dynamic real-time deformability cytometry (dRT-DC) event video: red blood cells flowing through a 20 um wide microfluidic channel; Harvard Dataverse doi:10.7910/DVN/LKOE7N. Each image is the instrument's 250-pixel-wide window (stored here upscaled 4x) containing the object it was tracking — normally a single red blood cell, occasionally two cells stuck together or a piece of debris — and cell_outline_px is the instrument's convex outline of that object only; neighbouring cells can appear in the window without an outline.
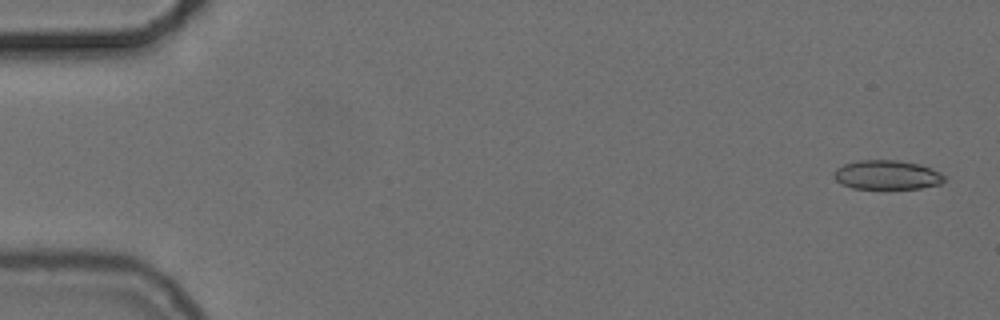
{"species": "common noctule bat (a hibernating species)", "species_latin": "Nyctalus noctula", "temperature_condition": "cold", "stored_images_in_passage": 55, "camera_frame_rate_fps": 3000, "um_per_image_px": 0.085, "animal": {"sex": "female", "body_mass_g": 24.6, "forearm_length_mm": 56.2}, "frame": {"image": 1, "passage_image": 2, "time_ms": 0.333, "image_size_px": [1000, 320], "cell_outline_px": [[944, 180], [940, 184], [920, 188], [852, 188], [840, 184], [832, 176], [832, 172], [836, 168], [844, 164], [860, 160], [896, 160], [920, 164], [940, 172], [944, 176]], "centroid_in_image_um": [75.35, 14.86], "position_along_channel_um": 9.7, "area_um2": 18.79}}
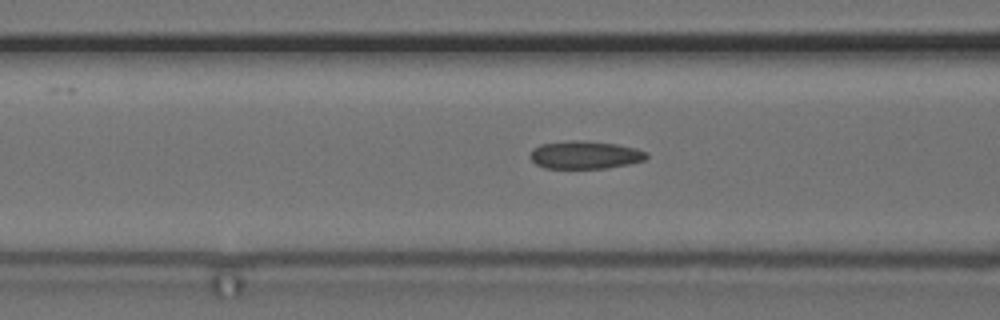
{"frame": {"image": 2, "passage_image": 22, "time_ms": 7.0, "image_size_px": [1000, 320], "cell_outline_px": [[648, 156], [644, 160], [628, 164], [608, 168], [544, 168], [536, 164], [528, 156], [532, 148], [540, 144], [568, 140], [584, 140], [616, 144], [636, 148], [648, 152]], "centroid_in_image_um": [49.7, 13.16], "position_along_channel_um": 116.9, "area_um2": 19.13}}
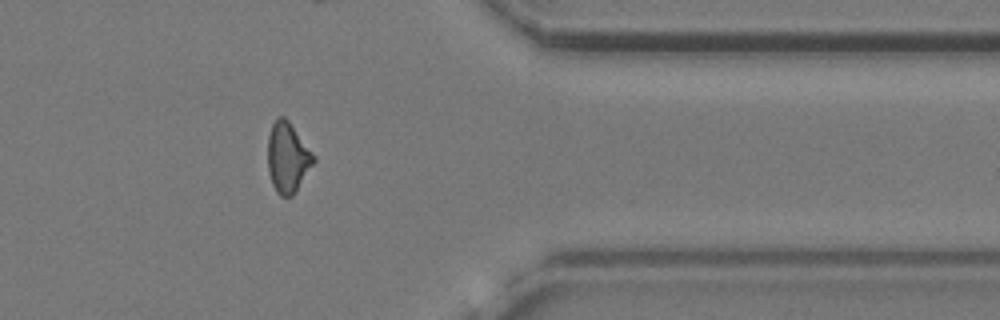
{"frame": {"image": 3, "passage_image": 45, "time_ms": 14.667, "image_size_px": [1000, 320], "cell_outline_px": [[316, 160], [292, 196], [280, 196], [276, 192], [272, 184], [268, 172], [268, 136], [272, 124], [276, 116], [284, 116], [288, 120], [316, 156]], "centroid_in_image_um": [24.44, 13.37], "position_along_channel_um": 387.0, "area_um2": 18.79}, "authors_computed_cell_mechanics": {"area_um2": 18.9006, "velocity_mm_per_s": 3.7301, "shape_relaxation_time_tau1_ms": null, "shape_relaxation_time_tau2_ms": 1.5598, "deformation_change_tau1": null, "deformation_change_tau2": 0.0689}}